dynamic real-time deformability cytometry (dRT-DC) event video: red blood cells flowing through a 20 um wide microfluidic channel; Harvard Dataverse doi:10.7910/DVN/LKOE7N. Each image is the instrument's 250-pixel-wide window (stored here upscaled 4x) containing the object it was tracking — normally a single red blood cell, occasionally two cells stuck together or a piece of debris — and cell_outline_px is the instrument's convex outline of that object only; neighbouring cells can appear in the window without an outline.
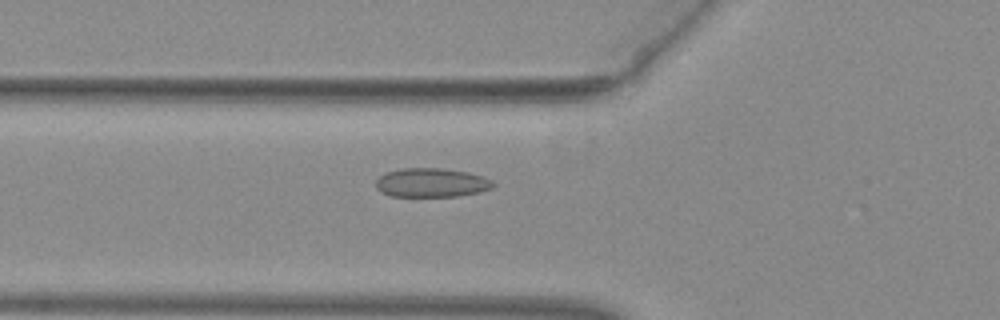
{"species": "common noctule bat (a hibernating species)", "species_latin": "Nyctalus noctula", "temperature_condition": "warm", "stored_images_in_passage": 42, "camera_frame_rate_fps": 3000, "um_per_image_px": 0.085, "animal": {"sex": "female", "body_mass_g": 29.2, "forearm_length_mm": 56.3}, "frame": {"image": 1, "passage_image": 9, "time_ms": 2.667, "image_size_px": [1000, 320], "cell_outline_px": [[496, 184], [492, 188], [480, 192], [460, 196], [392, 196], [380, 192], [376, 188], [376, 180], [380, 176], [388, 172], [400, 168], [440, 168], [468, 172], [484, 176], [492, 180]], "centroid_in_image_um": [36.7, 15.53], "position_along_channel_um": 89.1, "area_um2": 19.94}}
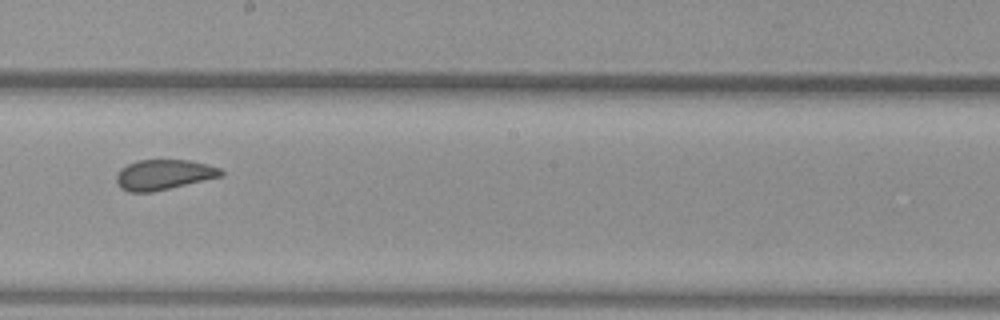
{"frame": {"image": 2, "passage_image": 20, "time_ms": 6.333, "image_size_px": [1000, 320], "cell_outline_px": [[224, 176], [152, 192], [128, 192], [120, 188], [116, 180], [116, 176], [120, 168], [128, 164], [140, 160], [188, 160], [208, 164], [220, 168], [224, 172]], "centroid_in_image_um": [13.93, 14.85], "position_along_channel_um": 234.3, "area_um2": 18.5}}
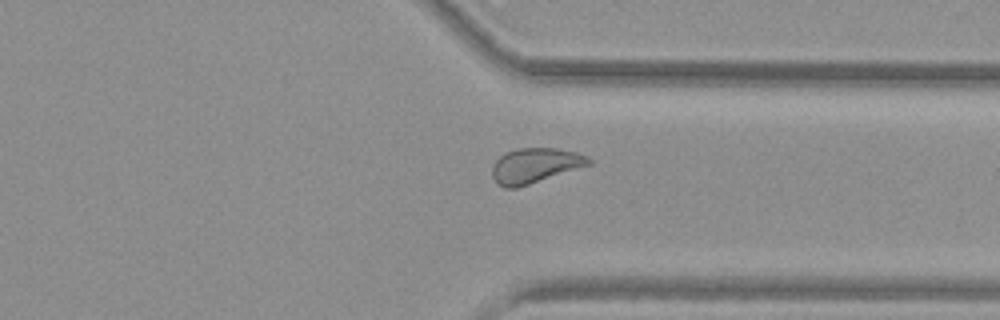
{"frame": {"image": 3, "passage_image": 30, "time_ms": 9.667, "image_size_px": [1000, 320], "cell_outline_px": [[592, 164], [516, 188], [504, 188], [492, 176], [492, 168], [496, 160], [500, 156], [516, 148], [556, 148], [576, 152], [588, 156], [592, 160]], "centroid_in_image_um": [45.5, 14.06], "position_along_channel_um": 365.9, "area_um2": 19.48}, "authors_computed_cell_mechanics": {"area_um2": 19.7387, "velocity_mm_per_s": 3.9475, "shape_relaxation_time_tau1_ms": null, "shape_relaxation_time_tau2_ms": 0.9938, "deformation_change_tau1": null, "deformation_change_tau2": 0.0742}}